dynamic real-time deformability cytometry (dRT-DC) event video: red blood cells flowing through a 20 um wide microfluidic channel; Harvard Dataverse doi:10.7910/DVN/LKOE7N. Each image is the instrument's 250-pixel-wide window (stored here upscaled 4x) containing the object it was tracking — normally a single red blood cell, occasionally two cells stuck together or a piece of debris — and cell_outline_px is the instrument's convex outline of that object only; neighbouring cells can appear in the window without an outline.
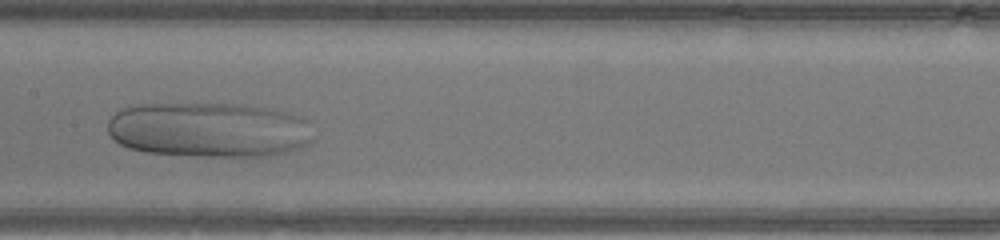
{"species": "human", "species_latin": "Homo sapiens", "temperature_condition": "warm", "stored_images_in_passage": 29, "camera_frame_rate_fps": 3000, "um_per_image_px": 0.085, "donor": {"sex": "male"}, "frame": {"image": 1, "passage_image": 14, "time_ms": 4.333, "image_size_px": [1000, 240], "cell_outline_px": [[312, 140], [296, 148], [284, 152], [268, 156], [196, 156], [144, 152], [128, 148], [120, 144], [108, 132], [108, 120], [120, 108], [136, 104], [240, 104], [268, 108], [304, 116], [308, 120]], "centroid_in_image_um": [17.73, 11.02], "position_along_channel_um": 189.7, "area_um2": 66.18}}
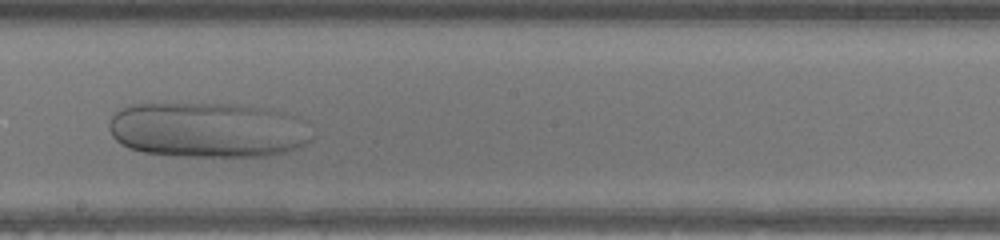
{"frame": {"image": 2, "passage_image": 17, "time_ms": 5.333, "image_size_px": [1000, 240], "cell_outline_px": [[312, 140], [288, 152], [272, 156], [184, 156], [144, 152], [128, 148], [120, 144], [112, 136], [108, 128], [108, 124], [112, 116], [120, 108], [132, 104], [232, 104], [256, 108]], "centroid_in_image_um": [17.22, 11.1], "position_along_channel_um": 231.0, "area_um2": 61.67}}